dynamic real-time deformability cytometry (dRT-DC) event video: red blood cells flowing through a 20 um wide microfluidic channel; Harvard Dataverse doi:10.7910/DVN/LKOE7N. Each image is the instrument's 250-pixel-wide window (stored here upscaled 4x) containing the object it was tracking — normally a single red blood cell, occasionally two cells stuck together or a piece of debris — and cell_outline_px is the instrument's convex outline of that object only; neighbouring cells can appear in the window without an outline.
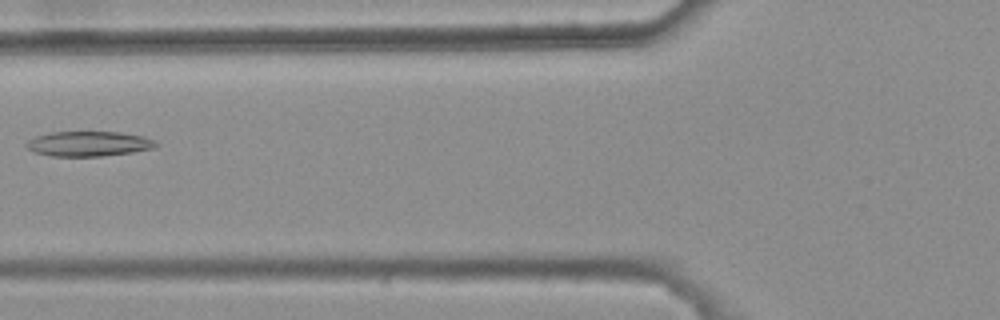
{"species": "common noctule bat (a hibernating species)", "species_latin": "Nyctalus noctula", "temperature_condition": "warm", "stored_images_in_passage": 3, "camera_frame_rate_fps": 3000, "um_per_image_px": 0.085, "animal": {"sex": "female", "body_mass_g": 25.1}, "frame": {"image": 1, "passage_image": 2, "time_ms": 0.333, "image_size_px": [1000, 320], "cell_outline_px": [[160, 144], [152, 148], [132, 152], [100, 156], [52, 156], [36, 152], [28, 148], [24, 144], [28, 140], [36, 136], [52, 132], [120, 132], [144, 136]], "centroid_in_image_um": [7.53, 12.21], "position_along_channel_um": 118.3, "area_um2": 18.67}}
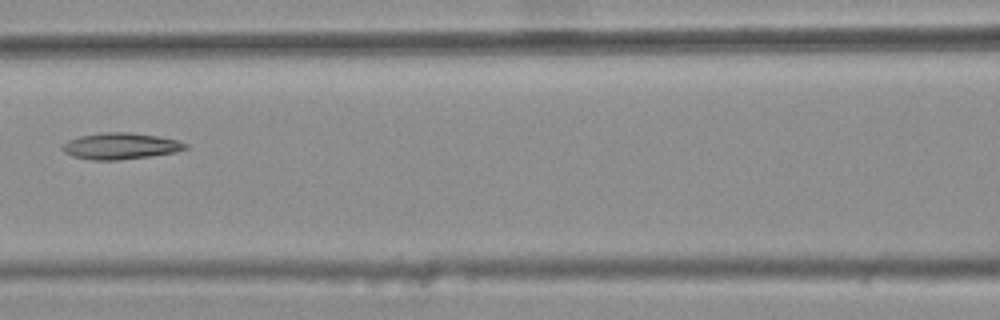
{"frame": {"image": 2, "passage_image": 3, "time_ms": 0.667, "image_size_px": [1000, 320], "cell_outline_px": [[188, 148], [176, 152], [152, 156], [116, 160], [92, 160], [72, 156], [64, 152], [60, 148], [68, 140], [80, 136], [104, 132], [132, 132], [160, 136], [176, 140], [188, 144]], "centroid_in_image_um": [10.26, 12.41], "position_along_channel_um": 156.3, "area_um2": 19.02}}